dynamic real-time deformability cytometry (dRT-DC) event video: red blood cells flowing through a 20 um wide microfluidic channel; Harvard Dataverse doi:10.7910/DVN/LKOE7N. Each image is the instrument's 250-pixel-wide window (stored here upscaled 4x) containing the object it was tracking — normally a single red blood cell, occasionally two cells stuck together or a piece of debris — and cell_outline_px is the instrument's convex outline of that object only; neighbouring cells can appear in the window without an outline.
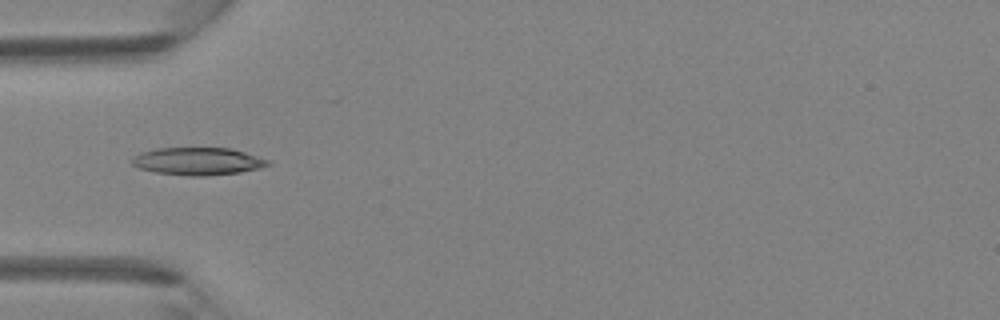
{"species": "Egyptian fruit bat (a non-hibernating species)", "species_latin": "Rousettus aegyptiacus", "temperature_condition": "room temperature", "stored_images_in_passage": 4, "camera_frame_rate_fps": 3000, "um_per_image_px": 0.085, "animal": {"sex": "female"}, "frame": {"image": 1, "passage_image": 4, "time_ms": 1.0, "image_size_px": [1000, 320], "cell_outline_px": [[272, 164], [260, 168], [240, 172], [208, 176], [188, 176], [156, 172], [140, 168], [132, 164], [128, 160], [132, 156], [140, 152], [156, 148], [232, 148], [272, 160]], "centroid_in_image_um": [16.83, 13.7], "position_along_channel_um": 68.2, "area_um2": 22.2}}